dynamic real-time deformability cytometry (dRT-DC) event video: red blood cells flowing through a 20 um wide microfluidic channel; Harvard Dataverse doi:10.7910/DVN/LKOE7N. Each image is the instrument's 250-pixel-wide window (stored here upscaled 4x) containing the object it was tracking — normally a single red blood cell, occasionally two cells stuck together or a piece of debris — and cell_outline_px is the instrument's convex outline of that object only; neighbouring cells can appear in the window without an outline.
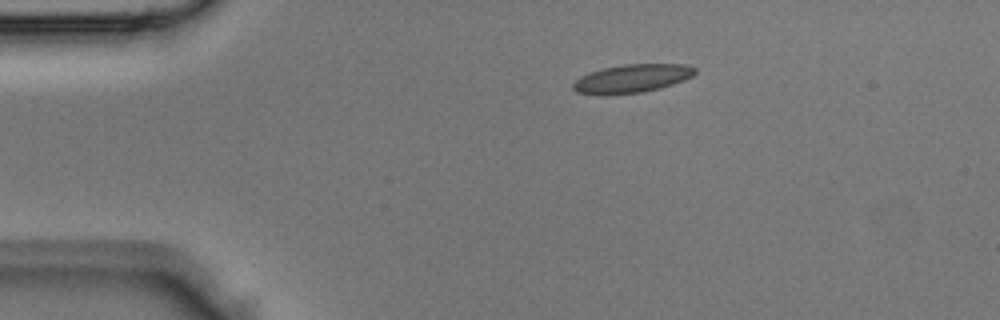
{"species": "Egyptian fruit bat (a non-hibernating species)", "species_latin": "Rousettus aegyptiacus", "temperature_condition": "room temperature", "stored_images_in_passage": 2, "camera_frame_rate_fps": 3000, "um_per_image_px": 0.085, "animal": {"sex": "male"}, "frame": {"image": 1, "passage_image": 1, "time_ms": 0.0, "image_size_px": [1000, 320], "cell_outline_px": [[696, 72], [692, 76], [684, 80], [660, 88], [640, 92], [608, 96], [596, 96], [576, 92], [572, 88], [572, 84], [580, 76], [604, 68], [624, 64], [684, 64], [696, 68]], "centroid_in_image_um": [53.67, 6.7], "position_along_channel_um": 31.3, "area_um2": 20.35}}